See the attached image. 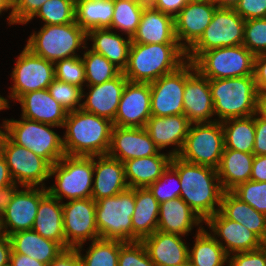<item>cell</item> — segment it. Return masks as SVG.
<instances>
[{"label":"cell","instance_id":"cell-1","mask_svg":"<svg viewBox=\"0 0 266 266\" xmlns=\"http://www.w3.org/2000/svg\"><path fill=\"white\" fill-rule=\"evenodd\" d=\"M170 165L179 175L180 197L203 222L219 211L224 190L221 187L217 169L193 164L178 156L172 157Z\"/></svg>","mask_w":266,"mask_h":266},{"label":"cell","instance_id":"cell-2","mask_svg":"<svg viewBox=\"0 0 266 266\" xmlns=\"http://www.w3.org/2000/svg\"><path fill=\"white\" fill-rule=\"evenodd\" d=\"M62 128L65 155L93 157L107 155L113 122L78 109L68 112Z\"/></svg>","mask_w":266,"mask_h":266},{"label":"cell","instance_id":"cell-3","mask_svg":"<svg viewBox=\"0 0 266 266\" xmlns=\"http://www.w3.org/2000/svg\"><path fill=\"white\" fill-rule=\"evenodd\" d=\"M186 61V52L178 43H132L123 74L130 82L151 83Z\"/></svg>","mask_w":266,"mask_h":266},{"label":"cell","instance_id":"cell-4","mask_svg":"<svg viewBox=\"0 0 266 266\" xmlns=\"http://www.w3.org/2000/svg\"><path fill=\"white\" fill-rule=\"evenodd\" d=\"M214 114L222 122L256 113L257 87L254 75L209 80Z\"/></svg>","mask_w":266,"mask_h":266},{"label":"cell","instance_id":"cell-5","mask_svg":"<svg viewBox=\"0 0 266 266\" xmlns=\"http://www.w3.org/2000/svg\"><path fill=\"white\" fill-rule=\"evenodd\" d=\"M87 32L76 22L62 25H43L38 33L30 35L26 48L47 61L73 58L76 50L87 49ZM83 45V46H82Z\"/></svg>","mask_w":266,"mask_h":266},{"label":"cell","instance_id":"cell-6","mask_svg":"<svg viewBox=\"0 0 266 266\" xmlns=\"http://www.w3.org/2000/svg\"><path fill=\"white\" fill-rule=\"evenodd\" d=\"M94 156L64 155L51 166L50 176L55 175V185L47 187L48 192L61 202L91 198L93 189Z\"/></svg>","mask_w":266,"mask_h":266},{"label":"cell","instance_id":"cell-7","mask_svg":"<svg viewBox=\"0 0 266 266\" xmlns=\"http://www.w3.org/2000/svg\"><path fill=\"white\" fill-rule=\"evenodd\" d=\"M135 209V188L96 201L99 238L133 242L131 217Z\"/></svg>","mask_w":266,"mask_h":266},{"label":"cell","instance_id":"cell-8","mask_svg":"<svg viewBox=\"0 0 266 266\" xmlns=\"http://www.w3.org/2000/svg\"><path fill=\"white\" fill-rule=\"evenodd\" d=\"M21 118L4 120L7 136L15 144L44 158L51 166L58 162L65 155L63 138L50 129L58 126Z\"/></svg>","mask_w":266,"mask_h":266},{"label":"cell","instance_id":"cell-9","mask_svg":"<svg viewBox=\"0 0 266 266\" xmlns=\"http://www.w3.org/2000/svg\"><path fill=\"white\" fill-rule=\"evenodd\" d=\"M255 55L243 44L202 52L192 63L209 80L254 75Z\"/></svg>","mask_w":266,"mask_h":266},{"label":"cell","instance_id":"cell-10","mask_svg":"<svg viewBox=\"0 0 266 266\" xmlns=\"http://www.w3.org/2000/svg\"><path fill=\"white\" fill-rule=\"evenodd\" d=\"M245 20L234 8H217L212 21L200 39L186 52V60L193 62L202 52L243 44Z\"/></svg>","mask_w":266,"mask_h":266},{"label":"cell","instance_id":"cell-11","mask_svg":"<svg viewBox=\"0 0 266 266\" xmlns=\"http://www.w3.org/2000/svg\"><path fill=\"white\" fill-rule=\"evenodd\" d=\"M224 150L221 122L192 123L178 157L182 160L217 169Z\"/></svg>","mask_w":266,"mask_h":266},{"label":"cell","instance_id":"cell-12","mask_svg":"<svg viewBox=\"0 0 266 266\" xmlns=\"http://www.w3.org/2000/svg\"><path fill=\"white\" fill-rule=\"evenodd\" d=\"M2 155L5 157L13 181L24 187L46 188L45 180L50 176L51 165L33 151L5 138Z\"/></svg>","mask_w":266,"mask_h":266},{"label":"cell","instance_id":"cell-13","mask_svg":"<svg viewBox=\"0 0 266 266\" xmlns=\"http://www.w3.org/2000/svg\"><path fill=\"white\" fill-rule=\"evenodd\" d=\"M17 58L11 74L14 84L10 87L11 94L8 97L17 101L28 92L48 89L55 79L54 63L33 54L26 47Z\"/></svg>","mask_w":266,"mask_h":266},{"label":"cell","instance_id":"cell-14","mask_svg":"<svg viewBox=\"0 0 266 266\" xmlns=\"http://www.w3.org/2000/svg\"><path fill=\"white\" fill-rule=\"evenodd\" d=\"M62 209L65 241L70 248H76L88 239L99 238L96 202L92 198L69 200L62 203Z\"/></svg>","mask_w":266,"mask_h":266},{"label":"cell","instance_id":"cell-15","mask_svg":"<svg viewBox=\"0 0 266 266\" xmlns=\"http://www.w3.org/2000/svg\"><path fill=\"white\" fill-rule=\"evenodd\" d=\"M185 83L186 62L176 71L151 82V114L156 117L184 114Z\"/></svg>","mask_w":266,"mask_h":266},{"label":"cell","instance_id":"cell-16","mask_svg":"<svg viewBox=\"0 0 266 266\" xmlns=\"http://www.w3.org/2000/svg\"><path fill=\"white\" fill-rule=\"evenodd\" d=\"M184 115L191 123H212L214 105L209 79L202 76L192 62L186 61V83L183 93Z\"/></svg>","mask_w":266,"mask_h":266},{"label":"cell","instance_id":"cell-17","mask_svg":"<svg viewBox=\"0 0 266 266\" xmlns=\"http://www.w3.org/2000/svg\"><path fill=\"white\" fill-rule=\"evenodd\" d=\"M217 8L213 1H189L174 17L175 36L185 52L200 39Z\"/></svg>","mask_w":266,"mask_h":266},{"label":"cell","instance_id":"cell-18","mask_svg":"<svg viewBox=\"0 0 266 266\" xmlns=\"http://www.w3.org/2000/svg\"><path fill=\"white\" fill-rule=\"evenodd\" d=\"M151 116L150 83L127 81L113 125L143 128Z\"/></svg>","mask_w":266,"mask_h":266},{"label":"cell","instance_id":"cell-19","mask_svg":"<svg viewBox=\"0 0 266 266\" xmlns=\"http://www.w3.org/2000/svg\"><path fill=\"white\" fill-rule=\"evenodd\" d=\"M160 149L153 142L146 129L133 127H118L113 125L111 132L109 157L124 163L127 160L153 156Z\"/></svg>","mask_w":266,"mask_h":266},{"label":"cell","instance_id":"cell-20","mask_svg":"<svg viewBox=\"0 0 266 266\" xmlns=\"http://www.w3.org/2000/svg\"><path fill=\"white\" fill-rule=\"evenodd\" d=\"M204 223L214 233L211 234L212 236H220L219 239L225 241L223 244V241L217 239L228 256L238 252L257 250L263 245V241L254 232L236 221L225 218L219 211Z\"/></svg>","mask_w":266,"mask_h":266},{"label":"cell","instance_id":"cell-21","mask_svg":"<svg viewBox=\"0 0 266 266\" xmlns=\"http://www.w3.org/2000/svg\"><path fill=\"white\" fill-rule=\"evenodd\" d=\"M18 190L2 215L3 226L7 236L32 229L37 215L40 199L48 192L47 188L24 187ZM10 229H9V228Z\"/></svg>","mask_w":266,"mask_h":266},{"label":"cell","instance_id":"cell-22","mask_svg":"<svg viewBox=\"0 0 266 266\" xmlns=\"http://www.w3.org/2000/svg\"><path fill=\"white\" fill-rule=\"evenodd\" d=\"M127 81L121 72L117 77L102 84L86 85L90 90L89 93H82L86 100L82 102L81 109L113 122Z\"/></svg>","mask_w":266,"mask_h":266},{"label":"cell","instance_id":"cell-23","mask_svg":"<svg viewBox=\"0 0 266 266\" xmlns=\"http://www.w3.org/2000/svg\"><path fill=\"white\" fill-rule=\"evenodd\" d=\"M191 122L184 114L166 117L151 116L146 122L145 129L156 146L162 150L167 146H177L169 154L178 156L181 152Z\"/></svg>","mask_w":266,"mask_h":266},{"label":"cell","instance_id":"cell-24","mask_svg":"<svg viewBox=\"0 0 266 266\" xmlns=\"http://www.w3.org/2000/svg\"><path fill=\"white\" fill-rule=\"evenodd\" d=\"M96 158L98 161H96ZM93 189L91 198L96 202L113 197L128 189L124 163L108 155L94 156Z\"/></svg>","mask_w":266,"mask_h":266},{"label":"cell","instance_id":"cell-25","mask_svg":"<svg viewBox=\"0 0 266 266\" xmlns=\"http://www.w3.org/2000/svg\"><path fill=\"white\" fill-rule=\"evenodd\" d=\"M181 235L156 230L141 242L156 266H178L189 260V247Z\"/></svg>","mask_w":266,"mask_h":266},{"label":"cell","instance_id":"cell-26","mask_svg":"<svg viewBox=\"0 0 266 266\" xmlns=\"http://www.w3.org/2000/svg\"><path fill=\"white\" fill-rule=\"evenodd\" d=\"M17 101L21 104L23 118L63 127L68 112L50 95L48 89L28 92Z\"/></svg>","mask_w":266,"mask_h":266},{"label":"cell","instance_id":"cell-27","mask_svg":"<svg viewBox=\"0 0 266 266\" xmlns=\"http://www.w3.org/2000/svg\"><path fill=\"white\" fill-rule=\"evenodd\" d=\"M132 43H178L175 36L174 17L151 6L143 9Z\"/></svg>","mask_w":266,"mask_h":266},{"label":"cell","instance_id":"cell-28","mask_svg":"<svg viewBox=\"0 0 266 266\" xmlns=\"http://www.w3.org/2000/svg\"><path fill=\"white\" fill-rule=\"evenodd\" d=\"M159 215L157 230L181 236L203 223L181 197L160 203Z\"/></svg>","mask_w":266,"mask_h":266},{"label":"cell","instance_id":"cell-29","mask_svg":"<svg viewBox=\"0 0 266 266\" xmlns=\"http://www.w3.org/2000/svg\"><path fill=\"white\" fill-rule=\"evenodd\" d=\"M32 230L58 242L64 249L70 248L65 241L62 202L49 192L40 199Z\"/></svg>","mask_w":266,"mask_h":266},{"label":"cell","instance_id":"cell-30","mask_svg":"<svg viewBox=\"0 0 266 266\" xmlns=\"http://www.w3.org/2000/svg\"><path fill=\"white\" fill-rule=\"evenodd\" d=\"M8 237L12 253L29 256L46 265L65 250L58 242L44 238L32 229L18 231Z\"/></svg>","mask_w":266,"mask_h":266},{"label":"cell","instance_id":"cell-31","mask_svg":"<svg viewBox=\"0 0 266 266\" xmlns=\"http://www.w3.org/2000/svg\"><path fill=\"white\" fill-rule=\"evenodd\" d=\"M171 154L130 159L124 162L125 178L129 188H145L153 184L168 168Z\"/></svg>","mask_w":266,"mask_h":266},{"label":"cell","instance_id":"cell-32","mask_svg":"<svg viewBox=\"0 0 266 266\" xmlns=\"http://www.w3.org/2000/svg\"><path fill=\"white\" fill-rule=\"evenodd\" d=\"M219 212L225 218L244 225L263 242L266 241V215L256 211L232 191L223 192Z\"/></svg>","mask_w":266,"mask_h":266},{"label":"cell","instance_id":"cell-33","mask_svg":"<svg viewBox=\"0 0 266 266\" xmlns=\"http://www.w3.org/2000/svg\"><path fill=\"white\" fill-rule=\"evenodd\" d=\"M93 41L91 50L106 57L122 72L128 63L132 40L129 36L121 37L109 28L91 29L87 32V40Z\"/></svg>","mask_w":266,"mask_h":266},{"label":"cell","instance_id":"cell-34","mask_svg":"<svg viewBox=\"0 0 266 266\" xmlns=\"http://www.w3.org/2000/svg\"><path fill=\"white\" fill-rule=\"evenodd\" d=\"M255 155L233 149H224L217 168L224 191H232L239 184L250 180Z\"/></svg>","mask_w":266,"mask_h":266},{"label":"cell","instance_id":"cell-35","mask_svg":"<svg viewBox=\"0 0 266 266\" xmlns=\"http://www.w3.org/2000/svg\"><path fill=\"white\" fill-rule=\"evenodd\" d=\"M159 207L160 203L147 187L135 188V209L131 217L133 242L142 241L157 230Z\"/></svg>","mask_w":266,"mask_h":266},{"label":"cell","instance_id":"cell-36","mask_svg":"<svg viewBox=\"0 0 266 266\" xmlns=\"http://www.w3.org/2000/svg\"><path fill=\"white\" fill-rule=\"evenodd\" d=\"M114 0H75V22L86 32L111 29Z\"/></svg>","mask_w":266,"mask_h":266},{"label":"cell","instance_id":"cell-37","mask_svg":"<svg viewBox=\"0 0 266 266\" xmlns=\"http://www.w3.org/2000/svg\"><path fill=\"white\" fill-rule=\"evenodd\" d=\"M229 256L218 243L217 237L212 236L202 224L197 229L194 246L189 249V260L194 266H223L229 262Z\"/></svg>","mask_w":266,"mask_h":266},{"label":"cell","instance_id":"cell-38","mask_svg":"<svg viewBox=\"0 0 266 266\" xmlns=\"http://www.w3.org/2000/svg\"><path fill=\"white\" fill-rule=\"evenodd\" d=\"M224 132V149L253 153L255 138V114L243 118H231L221 122Z\"/></svg>","mask_w":266,"mask_h":266},{"label":"cell","instance_id":"cell-39","mask_svg":"<svg viewBox=\"0 0 266 266\" xmlns=\"http://www.w3.org/2000/svg\"><path fill=\"white\" fill-rule=\"evenodd\" d=\"M83 244L76 247L82 266H118L120 241L98 238L91 242L86 254H81Z\"/></svg>","mask_w":266,"mask_h":266},{"label":"cell","instance_id":"cell-40","mask_svg":"<svg viewBox=\"0 0 266 266\" xmlns=\"http://www.w3.org/2000/svg\"><path fill=\"white\" fill-rule=\"evenodd\" d=\"M145 7L138 0H114L111 30L119 29L132 38L137 31Z\"/></svg>","mask_w":266,"mask_h":266},{"label":"cell","instance_id":"cell-41","mask_svg":"<svg viewBox=\"0 0 266 266\" xmlns=\"http://www.w3.org/2000/svg\"><path fill=\"white\" fill-rule=\"evenodd\" d=\"M87 50L82 58L85 67L86 85L102 84L117 77L122 72L103 55L91 49Z\"/></svg>","mask_w":266,"mask_h":266},{"label":"cell","instance_id":"cell-42","mask_svg":"<svg viewBox=\"0 0 266 266\" xmlns=\"http://www.w3.org/2000/svg\"><path fill=\"white\" fill-rule=\"evenodd\" d=\"M34 17L44 21V25H62L75 22V0H47Z\"/></svg>","mask_w":266,"mask_h":266},{"label":"cell","instance_id":"cell-43","mask_svg":"<svg viewBox=\"0 0 266 266\" xmlns=\"http://www.w3.org/2000/svg\"><path fill=\"white\" fill-rule=\"evenodd\" d=\"M48 91L67 112L81 109L84 91L80 87L54 79Z\"/></svg>","mask_w":266,"mask_h":266},{"label":"cell","instance_id":"cell-44","mask_svg":"<svg viewBox=\"0 0 266 266\" xmlns=\"http://www.w3.org/2000/svg\"><path fill=\"white\" fill-rule=\"evenodd\" d=\"M55 79L75 85L83 90L85 84V67L82 57H73L56 61Z\"/></svg>","mask_w":266,"mask_h":266},{"label":"cell","instance_id":"cell-45","mask_svg":"<svg viewBox=\"0 0 266 266\" xmlns=\"http://www.w3.org/2000/svg\"><path fill=\"white\" fill-rule=\"evenodd\" d=\"M243 45L255 56L266 53V18L245 20Z\"/></svg>","mask_w":266,"mask_h":266},{"label":"cell","instance_id":"cell-46","mask_svg":"<svg viewBox=\"0 0 266 266\" xmlns=\"http://www.w3.org/2000/svg\"><path fill=\"white\" fill-rule=\"evenodd\" d=\"M232 192L256 211L266 215V182L249 180L239 184Z\"/></svg>","mask_w":266,"mask_h":266},{"label":"cell","instance_id":"cell-47","mask_svg":"<svg viewBox=\"0 0 266 266\" xmlns=\"http://www.w3.org/2000/svg\"><path fill=\"white\" fill-rule=\"evenodd\" d=\"M171 180H175L174 183L176 182V184H174L173 187L166 186L167 189L164 188L165 185H168V183L171 182ZM147 188L159 203L180 197L181 186L178 172L171 165H169L160 178Z\"/></svg>","mask_w":266,"mask_h":266},{"label":"cell","instance_id":"cell-48","mask_svg":"<svg viewBox=\"0 0 266 266\" xmlns=\"http://www.w3.org/2000/svg\"><path fill=\"white\" fill-rule=\"evenodd\" d=\"M118 266H156L150 259L144 244L141 241L122 242Z\"/></svg>","mask_w":266,"mask_h":266},{"label":"cell","instance_id":"cell-49","mask_svg":"<svg viewBox=\"0 0 266 266\" xmlns=\"http://www.w3.org/2000/svg\"><path fill=\"white\" fill-rule=\"evenodd\" d=\"M47 0H13V24H27Z\"/></svg>","mask_w":266,"mask_h":266},{"label":"cell","instance_id":"cell-50","mask_svg":"<svg viewBox=\"0 0 266 266\" xmlns=\"http://www.w3.org/2000/svg\"><path fill=\"white\" fill-rule=\"evenodd\" d=\"M228 260L229 266H266V250L261 247L253 251L234 253Z\"/></svg>","mask_w":266,"mask_h":266},{"label":"cell","instance_id":"cell-51","mask_svg":"<svg viewBox=\"0 0 266 266\" xmlns=\"http://www.w3.org/2000/svg\"><path fill=\"white\" fill-rule=\"evenodd\" d=\"M234 10L244 20L266 18V0H240Z\"/></svg>","mask_w":266,"mask_h":266},{"label":"cell","instance_id":"cell-52","mask_svg":"<svg viewBox=\"0 0 266 266\" xmlns=\"http://www.w3.org/2000/svg\"><path fill=\"white\" fill-rule=\"evenodd\" d=\"M254 155H266V119L255 113Z\"/></svg>","mask_w":266,"mask_h":266},{"label":"cell","instance_id":"cell-53","mask_svg":"<svg viewBox=\"0 0 266 266\" xmlns=\"http://www.w3.org/2000/svg\"><path fill=\"white\" fill-rule=\"evenodd\" d=\"M190 0H155L152 8L175 17Z\"/></svg>","mask_w":266,"mask_h":266},{"label":"cell","instance_id":"cell-54","mask_svg":"<svg viewBox=\"0 0 266 266\" xmlns=\"http://www.w3.org/2000/svg\"><path fill=\"white\" fill-rule=\"evenodd\" d=\"M48 266H82L76 248L65 249Z\"/></svg>","mask_w":266,"mask_h":266},{"label":"cell","instance_id":"cell-55","mask_svg":"<svg viewBox=\"0 0 266 266\" xmlns=\"http://www.w3.org/2000/svg\"><path fill=\"white\" fill-rule=\"evenodd\" d=\"M254 79L257 90H266V53L254 58Z\"/></svg>","mask_w":266,"mask_h":266},{"label":"cell","instance_id":"cell-56","mask_svg":"<svg viewBox=\"0 0 266 266\" xmlns=\"http://www.w3.org/2000/svg\"><path fill=\"white\" fill-rule=\"evenodd\" d=\"M250 180L266 182V155H255Z\"/></svg>","mask_w":266,"mask_h":266},{"label":"cell","instance_id":"cell-57","mask_svg":"<svg viewBox=\"0 0 266 266\" xmlns=\"http://www.w3.org/2000/svg\"><path fill=\"white\" fill-rule=\"evenodd\" d=\"M17 191L18 185L15 182L0 188V215L6 212V208Z\"/></svg>","mask_w":266,"mask_h":266},{"label":"cell","instance_id":"cell-58","mask_svg":"<svg viewBox=\"0 0 266 266\" xmlns=\"http://www.w3.org/2000/svg\"><path fill=\"white\" fill-rule=\"evenodd\" d=\"M9 264L10 266H48L29 256L17 253H11Z\"/></svg>","mask_w":266,"mask_h":266},{"label":"cell","instance_id":"cell-59","mask_svg":"<svg viewBox=\"0 0 266 266\" xmlns=\"http://www.w3.org/2000/svg\"><path fill=\"white\" fill-rule=\"evenodd\" d=\"M12 253L11 242L8 236L0 240V266H6L10 263Z\"/></svg>","mask_w":266,"mask_h":266},{"label":"cell","instance_id":"cell-60","mask_svg":"<svg viewBox=\"0 0 266 266\" xmlns=\"http://www.w3.org/2000/svg\"><path fill=\"white\" fill-rule=\"evenodd\" d=\"M14 183L9 168L7 166L5 157L1 154L0 155V188L6 185Z\"/></svg>","mask_w":266,"mask_h":266},{"label":"cell","instance_id":"cell-61","mask_svg":"<svg viewBox=\"0 0 266 266\" xmlns=\"http://www.w3.org/2000/svg\"><path fill=\"white\" fill-rule=\"evenodd\" d=\"M256 114L266 119V90L257 92Z\"/></svg>","mask_w":266,"mask_h":266},{"label":"cell","instance_id":"cell-62","mask_svg":"<svg viewBox=\"0 0 266 266\" xmlns=\"http://www.w3.org/2000/svg\"><path fill=\"white\" fill-rule=\"evenodd\" d=\"M8 9H11V13H9V16H7V20L9 21L8 23L10 25L13 24V0H0V15L2 14L3 11H8Z\"/></svg>","mask_w":266,"mask_h":266},{"label":"cell","instance_id":"cell-63","mask_svg":"<svg viewBox=\"0 0 266 266\" xmlns=\"http://www.w3.org/2000/svg\"><path fill=\"white\" fill-rule=\"evenodd\" d=\"M218 8H235L240 0H213Z\"/></svg>","mask_w":266,"mask_h":266},{"label":"cell","instance_id":"cell-64","mask_svg":"<svg viewBox=\"0 0 266 266\" xmlns=\"http://www.w3.org/2000/svg\"><path fill=\"white\" fill-rule=\"evenodd\" d=\"M3 130H1L0 128V155L2 154V147H3V143H4V140L5 138L7 137V131H6V126H5V123L3 121ZM5 129V131H4Z\"/></svg>","mask_w":266,"mask_h":266},{"label":"cell","instance_id":"cell-65","mask_svg":"<svg viewBox=\"0 0 266 266\" xmlns=\"http://www.w3.org/2000/svg\"><path fill=\"white\" fill-rule=\"evenodd\" d=\"M6 236L7 235L4 230L2 215H0V240L5 238Z\"/></svg>","mask_w":266,"mask_h":266},{"label":"cell","instance_id":"cell-66","mask_svg":"<svg viewBox=\"0 0 266 266\" xmlns=\"http://www.w3.org/2000/svg\"><path fill=\"white\" fill-rule=\"evenodd\" d=\"M140 4L148 7L152 6L155 0H138Z\"/></svg>","mask_w":266,"mask_h":266},{"label":"cell","instance_id":"cell-67","mask_svg":"<svg viewBox=\"0 0 266 266\" xmlns=\"http://www.w3.org/2000/svg\"><path fill=\"white\" fill-rule=\"evenodd\" d=\"M178 266H194V265L191 263L190 260H187V261H185L184 263L179 264Z\"/></svg>","mask_w":266,"mask_h":266},{"label":"cell","instance_id":"cell-68","mask_svg":"<svg viewBox=\"0 0 266 266\" xmlns=\"http://www.w3.org/2000/svg\"><path fill=\"white\" fill-rule=\"evenodd\" d=\"M262 247L266 250V241L263 242Z\"/></svg>","mask_w":266,"mask_h":266},{"label":"cell","instance_id":"cell-69","mask_svg":"<svg viewBox=\"0 0 266 266\" xmlns=\"http://www.w3.org/2000/svg\"><path fill=\"white\" fill-rule=\"evenodd\" d=\"M190 1H197V0H190ZM199 1H213V0H199Z\"/></svg>","mask_w":266,"mask_h":266}]
</instances>
